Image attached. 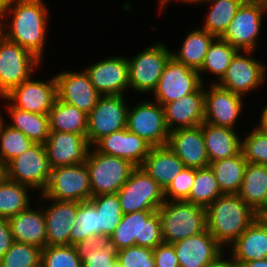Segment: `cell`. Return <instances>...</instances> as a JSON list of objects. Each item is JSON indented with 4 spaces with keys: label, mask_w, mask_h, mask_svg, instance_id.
Listing matches in <instances>:
<instances>
[{
    "label": "cell",
    "mask_w": 267,
    "mask_h": 267,
    "mask_svg": "<svg viewBox=\"0 0 267 267\" xmlns=\"http://www.w3.org/2000/svg\"><path fill=\"white\" fill-rule=\"evenodd\" d=\"M180 267H208L224 247L208 231L190 236L173 244Z\"/></svg>",
    "instance_id": "7402d4cb"
},
{
    "label": "cell",
    "mask_w": 267,
    "mask_h": 267,
    "mask_svg": "<svg viewBox=\"0 0 267 267\" xmlns=\"http://www.w3.org/2000/svg\"><path fill=\"white\" fill-rule=\"evenodd\" d=\"M40 195L60 201H88L92 192L86 163L52 168L47 187Z\"/></svg>",
    "instance_id": "8992f818"
},
{
    "label": "cell",
    "mask_w": 267,
    "mask_h": 267,
    "mask_svg": "<svg viewBox=\"0 0 267 267\" xmlns=\"http://www.w3.org/2000/svg\"><path fill=\"white\" fill-rule=\"evenodd\" d=\"M167 146L180 158L185 167L199 169L210 164L201 125L170 131Z\"/></svg>",
    "instance_id": "cb8c5ba5"
},
{
    "label": "cell",
    "mask_w": 267,
    "mask_h": 267,
    "mask_svg": "<svg viewBox=\"0 0 267 267\" xmlns=\"http://www.w3.org/2000/svg\"><path fill=\"white\" fill-rule=\"evenodd\" d=\"M48 13L43 0H7L5 18L11 16L8 29L2 30L3 36L42 60L49 23Z\"/></svg>",
    "instance_id": "6da1fadb"
},
{
    "label": "cell",
    "mask_w": 267,
    "mask_h": 267,
    "mask_svg": "<svg viewBox=\"0 0 267 267\" xmlns=\"http://www.w3.org/2000/svg\"><path fill=\"white\" fill-rule=\"evenodd\" d=\"M257 216L238 194H223L206 208L207 230L228 247Z\"/></svg>",
    "instance_id": "7a4b0ae2"
},
{
    "label": "cell",
    "mask_w": 267,
    "mask_h": 267,
    "mask_svg": "<svg viewBox=\"0 0 267 267\" xmlns=\"http://www.w3.org/2000/svg\"><path fill=\"white\" fill-rule=\"evenodd\" d=\"M35 143L21 131L3 125L0 131V160L6 166L12 159L23 154Z\"/></svg>",
    "instance_id": "60d3db41"
},
{
    "label": "cell",
    "mask_w": 267,
    "mask_h": 267,
    "mask_svg": "<svg viewBox=\"0 0 267 267\" xmlns=\"http://www.w3.org/2000/svg\"><path fill=\"white\" fill-rule=\"evenodd\" d=\"M240 267H267V258L263 260L244 262Z\"/></svg>",
    "instance_id": "f5cc1de1"
},
{
    "label": "cell",
    "mask_w": 267,
    "mask_h": 267,
    "mask_svg": "<svg viewBox=\"0 0 267 267\" xmlns=\"http://www.w3.org/2000/svg\"><path fill=\"white\" fill-rule=\"evenodd\" d=\"M263 216L267 219V212Z\"/></svg>",
    "instance_id": "be15d7a7"
},
{
    "label": "cell",
    "mask_w": 267,
    "mask_h": 267,
    "mask_svg": "<svg viewBox=\"0 0 267 267\" xmlns=\"http://www.w3.org/2000/svg\"><path fill=\"white\" fill-rule=\"evenodd\" d=\"M40 263L41 248L14 241L0 260V267H40Z\"/></svg>",
    "instance_id": "b9f144b4"
},
{
    "label": "cell",
    "mask_w": 267,
    "mask_h": 267,
    "mask_svg": "<svg viewBox=\"0 0 267 267\" xmlns=\"http://www.w3.org/2000/svg\"><path fill=\"white\" fill-rule=\"evenodd\" d=\"M34 54L19 44L0 37V97L32 76L34 67L40 65Z\"/></svg>",
    "instance_id": "ba28073f"
},
{
    "label": "cell",
    "mask_w": 267,
    "mask_h": 267,
    "mask_svg": "<svg viewBox=\"0 0 267 267\" xmlns=\"http://www.w3.org/2000/svg\"><path fill=\"white\" fill-rule=\"evenodd\" d=\"M258 215L267 212V166L248 163L237 193Z\"/></svg>",
    "instance_id": "f546056e"
},
{
    "label": "cell",
    "mask_w": 267,
    "mask_h": 267,
    "mask_svg": "<svg viewBox=\"0 0 267 267\" xmlns=\"http://www.w3.org/2000/svg\"><path fill=\"white\" fill-rule=\"evenodd\" d=\"M194 177L195 169L185 167L164 190V200H186L191 192Z\"/></svg>",
    "instance_id": "bcb514c9"
},
{
    "label": "cell",
    "mask_w": 267,
    "mask_h": 267,
    "mask_svg": "<svg viewBox=\"0 0 267 267\" xmlns=\"http://www.w3.org/2000/svg\"><path fill=\"white\" fill-rule=\"evenodd\" d=\"M52 168L85 163L90 145L84 135L50 131L44 143Z\"/></svg>",
    "instance_id": "ffe728a7"
},
{
    "label": "cell",
    "mask_w": 267,
    "mask_h": 267,
    "mask_svg": "<svg viewBox=\"0 0 267 267\" xmlns=\"http://www.w3.org/2000/svg\"><path fill=\"white\" fill-rule=\"evenodd\" d=\"M6 177V170L4 163L0 160V182Z\"/></svg>",
    "instance_id": "680465c9"
},
{
    "label": "cell",
    "mask_w": 267,
    "mask_h": 267,
    "mask_svg": "<svg viewBox=\"0 0 267 267\" xmlns=\"http://www.w3.org/2000/svg\"><path fill=\"white\" fill-rule=\"evenodd\" d=\"M8 115L11 116L10 127L21 131L34 143L44 144L49 137L48 115L27 112L8 104Z\"/></svg>",
    "instance_id": "836d02e7"
},
{
    "label": "cell",
    "mask_w": 267,
    "mask_h": 267,
    "mask_svg": "<svg viewBox=\"0 0 267 267\" xmlns=\"http://www.w3.org/2000/svg\"><path fill=\"white\" fill-rule=\"evenodd\" d=\"M50 200L43 211L46 224V246L70 245V231L76 224L79 202Z\"/></svg>",
    "instance_id": "d4e9b609"
},
{
    "label": "cell",
    "mask_w": 267,
    "mask_h": 267,
    "mask_svg": "<svg viewBox=\"0 0 267 267\" xmlns=\"http://www.w3.org/2000/svg\"><path fill=\"white\" fill-rule=\"evenodd\" d=\"M141 168L165 190L185 166L166 145L152 147Z\"/></svg>",
    "instance_id": "83f0119b"
},
{
    "label": "cell",
    "mask_w": 267,
    "mask_h": 267,
    "mask_svg": "<svg viewBox=\"0 0 267 267\" xmlns=\"http://www.w3.org/2000/svg\"><path fill=\"white\" fill-rule=\"evenodd\" d=\"M259 126L265 130H267V105L261 112V117L259 119Z\"/></svg>",
    "instance_id": "11a10c76"
},
{
    "label": "cell",
    "mask_w": 267,
    "mask_h": 267,
    "mask_svg": "<svg viewBox=\"0 0 267 267\" xmlns=\"http://www.w3.org/2000/svg\"><path fill=\"white\" fill-rule=\"evenodd\" d=\"M85 163L90 177L92 197L115 194L127 182L135 168L128 160L89 148Z\"/></svg>",
    "instance_id": "5b68a950"
},
{
    "label": "cell",
    "mask_w": 267,
    "mask_h": 267,
    "mask_svg": "<svg viewBox=\"0 0 267 267\" xmlns=\"http://www.w3.org/2000/svg\"><path fill=\"white\" fill-rule=\"evenodd\" d=\"M127 103L123 95L101 96L88 114L86 139L90 147L102 137L127 127Z\"/></svg>",
    "instance_id": "8fae6325"
},
{
    "label": "cell",
    "mask_w": 267,
    "mask_h": 267,
    "mask_svg": "<svg viewBox=\"0 0 267 267\" xmlns=\"http://www.w3.org/2000/svg\"><path fill=\"white\" fill-rule=\"evenodd\" d=\"M14 242L7 218H0V260Z\"/></svg>",
    "instance_id": "681fc988"
},
{
    "label": "cell",
    "mask_w": 267,
    "mask_h": 267,
    "mask_svg": "<svg viewBox=\"0 0 267 267\" xmlns=\"http://www.w3.org/2000/svg\"><path fill=\"white\" fill-rule=\"evenodd\" d=\"M3 99L13 107L38 114L48 115L57 99L55 76L50 81L32 79V76L14 87Z\"/></svg>",
    "instance_id": "5bb4252c"
},
{
    "label": "cell",
    "mask_w": 267,
    "mask_h": 267,
    "mask_svg": "<svg viewBox=\"0 0 267 267\" xmlns=\"http://www.w3.org/2000/svg\"><path fill=\"white\" fill-rule=\"evenodd\" d=\"M246 2L263 6L267 9V0H245Z\"/></svg>",
    "instance_id": "6f0895ef"
},
{
    "label": "cell",
    "mask_w": 267,
    "mask_h": 267,
    "mask_svg": "<svg viewBox=\"0 0 267 267\" xmlns=\"http://www.w3.org/2000/svg\"><path fill=\"white\" fill-rule=\"evenodd\" d=\"M29 188L6 177L0 182V218L8 219L30 207Z\"/></svg>",
    "instance_id": "d590c367"
},
{
    "label": "cell",
    "mask_w": 267,
    "mask_h": 267,
    "mask_svg": "<svg viewBox=\"0 0 267 267\" xmlns=\"http://www.w3.org/2000/svg\"><path fill=\"white\" fill-rule=\"evenodd\" d=\"M107 240L116 251L132 246L155 249L164 242L158 211L141 210L123 214L119 225Z\"/></svg>",
    "instance_id": "3957f363"
},
{
    "label": "cell",
    "mask_w": 267,
    "mask_h": 267,
    "mask_svg": "<svg viewBox=\"0 0 267 267\" xmlns=\"http://www.w3.org/2000/svg\"><path fill=\"white\" fill-rule=\"evenodd\" d=\"M91 83L102 95H123L129 88L128 58L114 56L86 67Z\"/></svg>",
    "instance_id": "e0dca14e"
},
{
    "label": "cell",
    "mask_w": 267,
    "mask_h": 267,
    "mask_svg": "<svg viewBox=\"0 0 267 267\" xmlns=\"http://www.w3.org/2000/svg\"><path fill=\"white\" fill-rule=\"evenodd\" d=\"M89 201L96 207L99 214L100 236L108 239L123 216L119 197L117 193L102 194L91 197Z\"/></svg>",
    "instance_id": "74e56055"
},
{
    "label": "cell",
    "mask_w": 267,
    "mask_h": 267,
    "mask_svg": "<svg viewBox=\"0 0 267 267\" xmlns=\"http://www.w3.org/2000/svg\"><path fill=\"white\" fill-rule=\"evenodd\" d=\"M202 84L194 93L163 105L169 131L200 126L205 116V92Z\"/></svg>",
    "instance_id": "603a6c76"
},
{
    "label": "cell",
    "mask_w": 267,
    "mask_h": 267,
    "mask_svg": "<svg viewBox=\"0 0 267 267\" xmlns=\"http://www.w3.org/2000/svg\"><path fill=\"white\" fill-rule=\"evenodd\" d=\"M170 1H172V0H167L161 7H160V9L162 8V7H165L167 4H168V2L170 3ZM176 1H179V2H187V3H190V4H192V3H194V4H196V3H204L206 0H176Z\"/></svg>",
    "instance_id": "9f6ffc18"
},
{
    "label": "cell",
    "mask_w": 267,
    "mask_h": 267,
    "mask_svg": "<svg viewBox=\"0 0 267 267\" xmlns=\"http://www.w3.org/2000/svg\"><path fill=\"white\" fill-rule=\"evenodd\" d=\"M107 241V238L95 235L92 237H87L85 240L77 242L73 246L75 247L76 252H91L97 251V249L104 246Z\"/></svg>",
    "instance_id": "f907efd6"
},
{
    "label": "cell",
    "mask_w": 267,
    "mask_h": 267,
    "mask_svg": "<svg viewBox=\"0 0 267 267\" xmlns=\"http://www.w3.org/2000/svg\"><path fill=\"white\" fill-rule=\"evenodd\" d=\"M245 0H206L212 2L210 10L205 18V24L202 26L215 37H222L227 31L231 21L236 15L238 8Z\"/></svg>",
    "instance_id": "e575fe53"
},
{
    "label": "cell",
    "mask_w": 267,
    "mask_h": 267,
    "mask_svg": "<svg viewBox=\"0 0 267 267\" xmlns=\"http://www.w3.org/2000/svg\"><path fill=\"white\" fill-rule=\"evenodd\" d=\"M206 152L210 163L235 156L241 152L242 140L229 127L201 124Z\"/></svg>",
    "instance_id": "f1b7e54d"
},
{
    "label": "cell",
    "mask_w": 267,
    "mask_h": 267,
    "mask_svg": "<svg viewBox=\"0 0 267 267\" xmlns=\"http://www.w3.org/2000/svg\"><path fill=\"white\" fill-rule=\"evenodd\" d=\"M208 267H240L234 260H225L224 253L221 254L215 261L211 262Z\"/></svg>",
    "instance_id": "816d5d0a"
},
{
    "label": "cell",
    "mask_w": 267,
    "mask_h": 267,
    "mask_svg": "<svg viewBox=\"0 0 267 267\" xmlns=\"http://www.w3.org/2000/svg\"><path fill=\"white\" fill-rule=\"evenodd\" d=\"M230 246V257L239 266L244 262L267 258V219L258 215Z\"/></svg>",
    "instance_id": "484cf974"
},
{
    "label": "cell",
    "mask_w": 267,
    "mask_h": 267,
    "mask_svg": "<svg viewBox=\"0 0 267 267\" xmlns=\"http://www.w3.org/2000/svg\"><path fill=\"white\" fill-rule=\"evenodd\" d=\"M248 162L239 154L209 164L223 194H237L244 179Z\"/></svg>",
    "instance_id": "1f68e13d"
},
{
    "label": "cell",
    "mask_w": 267,
    "mask_h": 267,
    "mask_svg": "<svg viewBox=\"0 0 267 267\" xmlns=\"http://www.w3.org/2000/svg\"><path fill=\"white\" fill-rule=\"evenodd\" d=\"M167 0H159L160 2V7L166 2Z\"/></svg>",
    "instance_id": "94428289"
},
{
    "label": "cell",
    "mask_w": 267,
    "mask_h": 267,
    "mask_svg": "<svg viewBox=\"0 0 267 267\" xmlns=\"http://www.w3.org/2000/svg\"><path fill=\"white\" fill-rule=\"evenodd\" d=\"M57 98L89 114L102 96L91 83L85 70L59 72L55 76Z\"/></svg>",
    "instance_id": "ac0fdd59"
},
{
    "label": "cell",
    "mask_w": 267,
    "mask_h": 267,
    "mask_svg": "<svg viewBox=\"0 0 267 267\" xmlns=\"http://www.w3.org/2000/svg\"><path fill=\"white\" fill-rule=\"evenodd\" d=\"M244 52V54L240 53ZM253 51H238L227 68L225 75L218 82L220 87L243 96L263 84L266 67L251 56ZM247 53V54H246Z\"/></svg>",
    "instance_id": "9a60e30c"
},
{
    "label": "cell",
    "mask_w": 267,
    "mask_h": 267,
    "mask_svg": "<svg viewBox=\"0 0 267 267\" xmlns=\"http://www.w3.org/2000/svg\"><path fill=\"white\" fill-rule=\"evenodd\" d=\"M221 195L223 193L210 166L195 169L194 183L186 200L207 208Z\"/></svg>",
    "instance_id": "f35d334b"
},
{
    "label": "cell",
    "mask_w": 267,
    "mask_h": 267,
    "mask_svg": "<svg viewBox=\"0 0 267 267\" xmlns=\"http://www.w3.org/2000/svg\"><path fill=\"white\" fill-rule=\"evenodd\" d=\"M6 1L7 0H0V31L6 27L5 21L3 20L5 17V7H6ZM4 21V22H3Z\"/></svg>",
    "instance_id": "db71d44e"
},
{
    "label": "cell",
    "mask_w": 267,
    "mask_h": 267,
    "mask_svg": "<svg viewBox=\"0 0 267 267\" xmlns=\"http://www.w3.org/2000/svg\"><path fill=\"white\" fill-rule=\"evenodd\" d=\"M201 85L197 70L185 66L171 56L152 94L154 100L163 106L194 93Z\"/></svg>",
    "instance_id": "4fadbf2b"
},
{
    "label": "cell",
    "mask_w": 267,
    "mask_h": 267,
    "mask_svg": "<svg viewBox=\"0 0 267 267\" xmlns=\"http://www.w3.org/2000/svg\"><path fill=\"white\" fill-rule=\"evenodd\" d=\"M50 131L81 134L86 137L88 114L58 98L48 112Z\"/></svg>",
    "instance_id": "4dcf8cb0"
},
{
    "label": "cell",
    "mask_w": 267,
    "mask_h": 267,
    "mask_svg": "<svg viewBox=\"0 0 267 267\" xmlns=\"http://www.w3.org/2000/svg\"><path fill=\"white\" fill-rule=\"evenodd\" d=\"M82 267H113L117 263V251L107 241L104 246L91 252H77Z\"/></svg>",
    "instance_id": "7dc6e473"
},
{
    "label": "cell",
    "mask_w": 267,
    "mask_h": 267,
    "mask_svg": "<svg viewBox=\"0 0 267 267\" xmlns=\"http://www.w3.org/2000/svg\"><path fill=\"white\" fill-rule=\"evenodd\" d=\"M215 38L206 30L194 29L185 37L179 52H172V57L185 66L198 71L204 62L209 46Z\"/></svg>",
    "instance_id": "d6a6232c"
},
{
    "label": "cell",
    "mask_w": 267,
    "mask_h": 267,
    "mask_svg": "<svg viewBox=\"0 0 267 267\" xmlns=\"http://www.w3.org/2000/svg\"><path fill=\"white\" fill-rule=\"evenodd\" d=\"M42 211V212H41ZM29 207L8 218L13 240L43 249L46 246V224L43 210Z\"/></svg>",
    "instance_id": "4316f807"
},
{
    "label": "cell",
    "mask_w": 267,
    "mask_h": 267,
    "mask_svg": "<svg viewBox=\"0 0 267 267\" xmlns=\"http://www.w3.org/2000/svg\"><path fill=\"white\" fill-rule=\"evenodd\" d=\"M205 92L204 122L214 126L234 128L243 108L242 96L212 83Z\"/></svg>",
    "instance_id": "d6986e66"
},
{
    "label": "cell",
    "mask_w": 267,
    "mask_h": 267,
    "mask_svg": "<svg viewBox=\"0 0 267 267\" xmlns=\"http://www.w3.org/2000/svg\"><path fill=\"white\" fill-rule=\"evenodd\" d=\"M75 219L76 224L70 231V245H75L87 237L100 236L99 214L89 200L79 202Z\"/></svg>",
    "instance_id": "ab89813d"
},
{
    "label": "cell",
    "mask_w": 267,
    "mask_h": 267,
    "mask_svg": "<svg viewBox=\"0 0 267 267\" xmlns=\"http://www.w3.org/2000/svg\"><path fill=\"white\" fill-rule=\"evenodd\" d=\"M6 178L43 192L52 173L44 144L35 143L6 166Z\"/></svg>",
    "instance_id": "9c48e42d"
},
{
    "label": "cell",
    "mask_w": 267,
    "mask_h": 267,
    "mask_svg": "<svg viewBox=\"0 0 267 267\" xmlns=\"http://www.w3.org/2000/svg\"><path fill=\"white\" fill-rule=\"evenodd\" d=\"M117 262L121 267H155L153 249L141 246L118 250Z\"/></svg>",
    "instance_id": "f6af8a7d"
},
{
    "label": "cell",
    "mask_w": 267,
    "mask_h": 267,
    "mask_svg": "<svg viewBox=\"0 0 267 267\" xmlns=\"http://www.w3.org/2000/svg\"><path fill=\"white\" fill-rule=\"evenodd\" d=\"M171 56L166 45L158 42L128 59L129 88L138 93H153Z\"/></svg>",
    "instance_id": "30bf717a"
},
{
    "label": "cell",
    "mask_w": 267,
    "mask_h": 267,
    "mask_svg": "<svg viewBox=\"0 0 267 267\" xmlns=\"http://www.w3.org/2000/svg\"><path fill=\"white\" fill-rule=\"evenodd\" d=\"M126 128L153 147L168 144L170 131L165 123L163 106L158 102L147 100L128 108Z\"/></svg>",
    "instance_id": "7c38bea8"
},
{
    "label": "cell",
    "mask_w": 267,
    "mask_h": 267,
    "mask_svg": "<svg viewBox=\"0 0 267 267\" xmlns=\"http://www.w3.org/2000/svg\"><path fill=\"white\" fill-rule=\"evenodd\" d=\"M157 211L165 243L174 244L207 230L206 208L190 201H165Z\"/></svg>",
    "instance_id": "277c9868"
},
{
    "label": "cell",
    "mask_w": 267,
    "mask_h": 267,
    "mask_svg": "<svg viewBox=\"0 0 267 267\" xmlns=\"http://www.w3.org/2000/svg\"><path fill=\"white\" fill-rule=\"evenodd\" d=\"M40 267H82V262L73 245L45 246Z\"/></svg>",
    "instance_id": "7bdbcfd3"
},
{
    "label": "cell",
    "mask_w": 267,
    "mask_h": 267,
    "mask_svg": "<svg viewBox=\"0 0 267 267\" xmlns=\"http://www.w3.org/2000/svg\"><path fill=\"white\" fill-rule=\"evenodd\" d=\"M264 12L265 7L244 1L221 38L240 51H254Z\"/></svg>",
    "instance_id": "2e32d148"
},
{
    "label": "cell",
    "mask_w": 267,
    "mask_h": 267,
    "mask_svg": "<svg viewBox=\"0 0 267 267\" xmlns=\"http://www.w3.org/2000/svg\"><path fill=\"white\" fill-rule=\"evenodd\" d=\"M113 267H121L120 264L117 262Z\"/></svg>",
    "instance_id": "6125c7cd"
},
{
    "label": "cell",
    "mask_w": 267,
    "mask_h": 267,
    "mask_svg": "<svg viewBox=\"0 0 267 267\" xmlns=\"http://www.w3.org/2000/svg\"><path fill=\"white\" fill-rule=\"evenodd\" d=\"M117 195L123 214L158 210L165 202L164 190L141 167H135Z\"/></svg>",
    "instance_id": "52a82bcc"
},
{
    "label": "cell",
    "mask_w": 267,
    "mask_h": 267,
    "mask_svg": "<svg viewBox=\"0 0 267 267\" xmlns=\"http://www.w3.org/2000/svg\"><path fill=\"white\" fill-rule=\"evenodd\" d=\"M152 147L127 128L104 136L93 145L97 152L128 160L135 167L142 166Z\"/></svg>",
    "instance_id": "44dd1931"
},
{
    "label": "cell",
    "mask_w": 267,
    "mask_h": 267,
    "mask_svg": "<svg viewBox=\"0 0 267 267\" xmlns=\"http://www.w3.org/2000/svg\"><path fill=\"white\" fill-rule=\"evenodd\" d=\"M3 125H4L3 118L0 115V131H1V128H2Z\"/></svg>",
    "instance_id": "91938a15"
},
{
    "label": "cell",
    "mask_w": 267,
    "mask_h": 267,
    "mask_svg": "<svg viewBox=\"0 0 267 267\" xmlns=\"http://www.w3.org/2000/svg\"><path fill=\"white\" fill-rule=\"evenodd\" d=\"M248 163L267 166V130L259 125L242 140V149Z\"/></svg>",
    "instance_id": "ee69618b"
},
{
    "label": "cell",
    "mask_w": 267,
    "mask_h": 267,
    "mask_svg": "<svg viewBox=\"0 0 267 267\" xmlns=\"http://www.w3.org/2000/svg\"><path fill=\"white\" fill-rule=\"evenodd\" d=\"M155 267H180L173 244L161 243L153 249Z\"/></svg>",
    "instance_id": "c3c4849f"
},
{
    "label": "cell",
    "mask_w": 267,
    "mask_h": 267,
    "mask_svg": "<svg viewBox=\"0 0 267 267\" xmlns=\"http://www.w3.org/2000/svg\"><path fill=\"white\" fill-rule=\"evenodd\" d=\"M238 51L239 50L237 48L233 47L227 41L220 37H216L209 46L204 62L198 70L202 84H205L201 78L202 72L206 73L210 71V73L212 72L215 75H218L217 78L220 81Z\"/></svg>",
    "instance_id": "8d00e7d4"
}]
</instances>
